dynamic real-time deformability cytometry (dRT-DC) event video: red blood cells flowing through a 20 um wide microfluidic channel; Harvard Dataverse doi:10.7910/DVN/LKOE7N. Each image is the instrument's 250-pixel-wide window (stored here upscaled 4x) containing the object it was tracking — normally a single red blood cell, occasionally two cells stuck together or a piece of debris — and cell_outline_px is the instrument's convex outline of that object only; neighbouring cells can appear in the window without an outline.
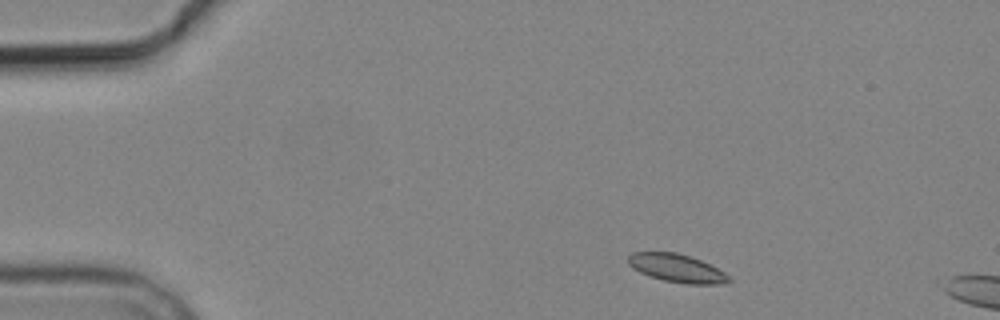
{"species": "common noctule bat (a hibernating species)", "species_latin": "Nyctalus noctula", "temperature_condition": "cold", "stored_images_in_passage": 2, "camera_frame_rate_fps": 3000, "um_per_image_px": 0.085, "animal": {"sex": "male", "body_mass_g": 19.2, "forearm_length_mm": 51.8}, "frame": {"image": 1, "passage_image": 1, "time_ms": 0.0, "image_size_px": [1000, 320], "cell_outline_px": [[732, 280], [720, 284], [688, 284], [664, 280], [640, 272], [632, 268], [628, 264], [628, 256], [632, 252], [676, 252], [700, 260], [724, 272]], "centroid_in_image_um": [57.51, 22.79], "position_along_channel_um": 27.5, "area_um2": 16.24}}